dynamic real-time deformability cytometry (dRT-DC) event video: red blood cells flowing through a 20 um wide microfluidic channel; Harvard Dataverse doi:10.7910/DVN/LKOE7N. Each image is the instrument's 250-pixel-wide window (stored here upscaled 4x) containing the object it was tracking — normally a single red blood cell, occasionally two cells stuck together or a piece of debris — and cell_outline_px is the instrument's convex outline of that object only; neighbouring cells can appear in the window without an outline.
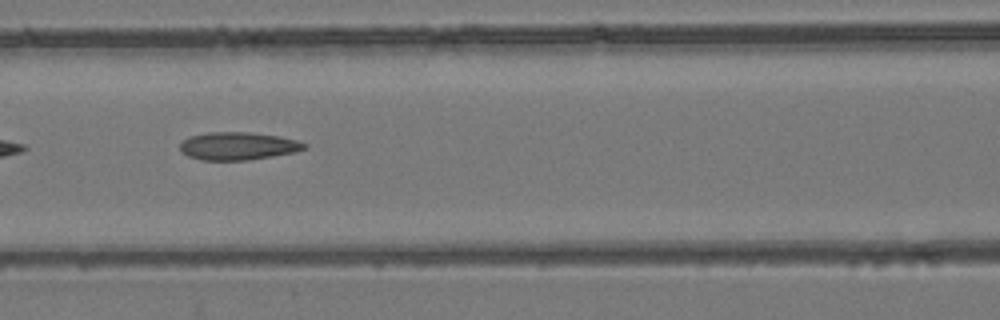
{"species": "common noctule bat (a hibernating species)", "species_latin": "Nyctalus noctula", "temperature_condition": "room temperature", "stored_images_in_passage": 5, "camera_frame_rate_fps": 3000, "um_per_image_px": 0.085, "animal": {"sex": "female", "body_mass_g": 24.6, "forearm_length_mm": 56.2}, "frame": {"image": 1, "passage_image": 5, "time_ms": 1.333, "image_size_px": [1000, 320], "cell_outline_px": [[308, 148], [296, 152], [248, 160], [200, 160], [188, 156], [180, 152], [180, 144], [188, 136], [208, 132], [248, 132], [280, 136], [296, 140], [308, 144]], "centroid_in_image_um": [20.23, 12.41], "position_along_channel_um": 146.4, "area_um2": 20.35}}